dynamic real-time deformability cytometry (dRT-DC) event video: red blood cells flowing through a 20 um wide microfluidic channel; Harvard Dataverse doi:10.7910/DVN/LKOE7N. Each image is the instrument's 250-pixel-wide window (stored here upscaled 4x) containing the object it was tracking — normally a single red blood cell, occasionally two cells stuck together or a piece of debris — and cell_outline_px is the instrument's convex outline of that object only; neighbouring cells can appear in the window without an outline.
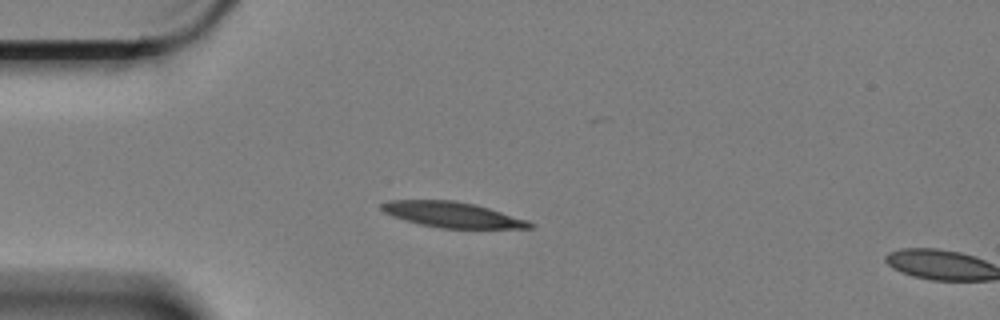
{"species": "Egyptian fruit bat (a non-hibernating species)", "species_latin": "Rousettus aegyptiacus", "temperature_condition": "cold", "stored_images_in_passage": 3, "camera_frame_rate_fps": 3000, "um_per_image_px": 0.085, "animal": {"sex": "female"}, "frame": {"image": 1, "passage_image": 1, "time_ms": 0.0, "image_size_px": [1000, 320], "cell_outline_px": [[536, 224], [532, 228], [440, 228], [420, 224], [404, 220], [392, 216], [384, 212], [380, 208], [380, 204], [388, 200], [452, 200], [472, 204], [488, 208], [528, 220]], "centroid_in_image_um": [38.42, 18.25], "position_along_channel_um": 46.6, "area_um2": 21.91}}